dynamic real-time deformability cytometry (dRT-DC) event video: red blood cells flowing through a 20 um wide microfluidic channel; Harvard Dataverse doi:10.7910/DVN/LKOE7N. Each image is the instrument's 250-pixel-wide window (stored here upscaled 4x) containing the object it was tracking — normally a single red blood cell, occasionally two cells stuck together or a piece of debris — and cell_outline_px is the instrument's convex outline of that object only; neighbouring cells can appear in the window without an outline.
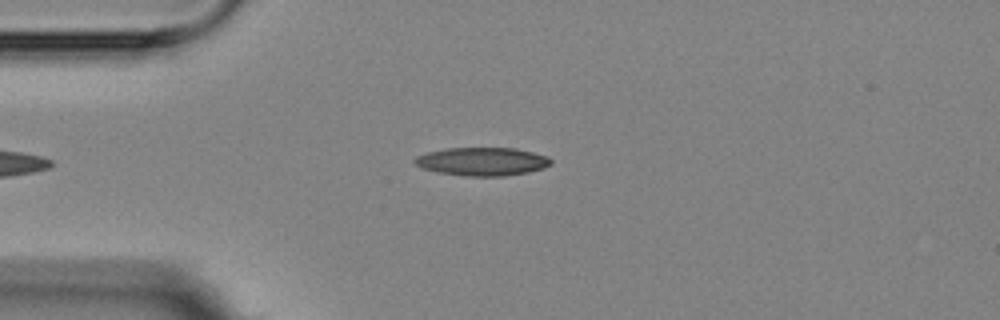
{"species": "Egyptian fruit bat (a non-hibernating species)", "species_latin": "Rousettus aegyptiacus", "temperature_condition": "room temperature", "stored_images_in_passage": 6, "camera_frame_rate_fps": 3000, "um_per_image_px": 0.085, "animal": {"sex": "female"}, "frame": {"image": 1, "passage_image": 6, "time_ms": 5.667, "image_size_px": [1000, 320], "cell_outline_px": [[552, 164], [544, 168], [528, 172], [504, 176], [464, 176], [436, 172], [420, 168], [412, 160], [416, 156], [428, 152], [444, 148], [516, 148], [548, 156], [552, 160]], "centroid_in_image_um": [40.97, 13.73], "position_along_channel_um": 44.0, "area_um2": 22.66}}